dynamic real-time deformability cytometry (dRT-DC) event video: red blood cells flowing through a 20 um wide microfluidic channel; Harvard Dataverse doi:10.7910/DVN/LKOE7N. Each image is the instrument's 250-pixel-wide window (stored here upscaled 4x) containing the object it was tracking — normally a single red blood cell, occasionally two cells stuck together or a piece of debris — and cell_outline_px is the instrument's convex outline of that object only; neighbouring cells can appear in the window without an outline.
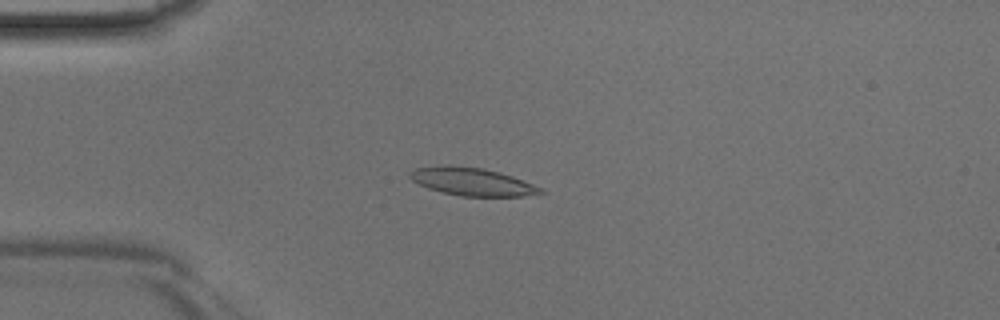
{"species": "Egyptian fruit bat (a non-hibernating species)", "species_latin": "Rousettus aegyptiacus", "temperature_condition": "room temperature", "stored_images_in_passage": 37, "camera_frame_rate_fps": 3000, "um_per_image_px": 0.085, "animal": {"sex": "male"}, "frame": {"image": 1, "passage_image": 4, "time_ms": 1.0, "image_size_px": [1000, 320], "cell_outline_px": [[544, 192], [524, 196], [460, 196], [428, 188], [412, 180], [408, 176], [408, 172], [416, 168], [448, 164], [484, 168], [500, 172], [512, 176], [544, 188]], "centroid_in_image_um": [40.12, 15.43], "position_along_channel_um": 44.9, "area_um2": 21.27}}
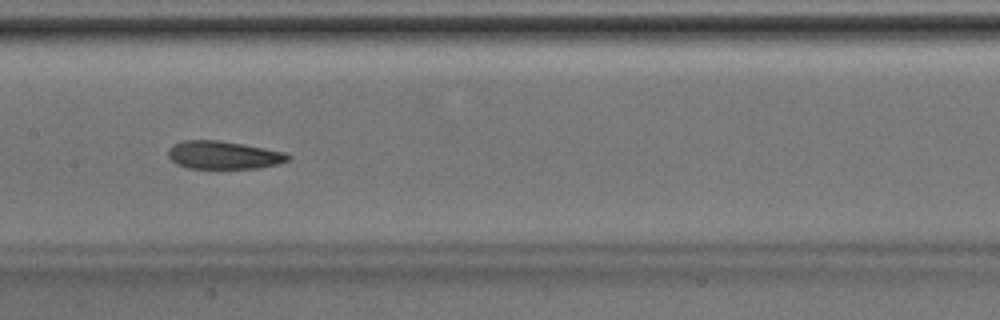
{"frame": {"image": 2, "passage_image": 15, "time_ms": 4.667, "image_size_px": [1000, 320], "cell_outline_px": [[292, 156], [288, 160], [280, 164], [256, 168], [188, 168], [176, 164], [168, 156], [168, 148], [172, 144], [184, 140], [220, 140], [244, 144], [284, 152]], "centroid_in_image_um": [18.98, 13.17], "position_along_channel_um": 188.4, "area_um2": 19.65}}
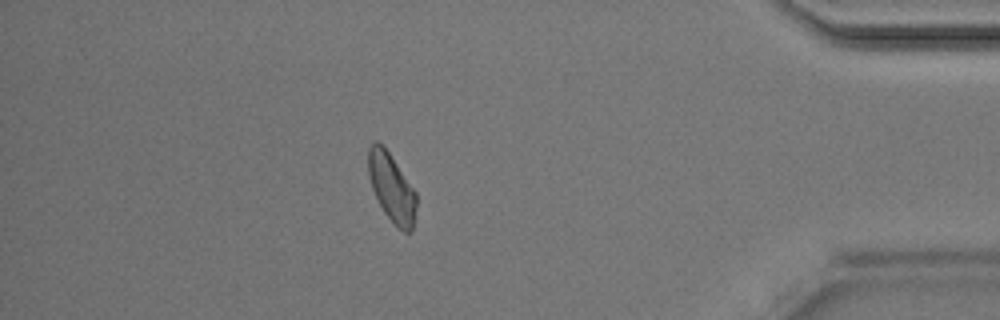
{"frame": {"image": 3, "passage_image": 32, "time_ms": 10.333, "image_size_px": [1000, 320], "cell_outline_px": [[416, 208], [412, 232], [404, 232], [384, 212], [372, 188], [368, 176], [368, 148], [376, 140], [384, 144], [416, 192]], "centroid_in_image_um": [33.28, 15.89], "position_along_channel_um": 401.9, "area_um2": 19.07}}